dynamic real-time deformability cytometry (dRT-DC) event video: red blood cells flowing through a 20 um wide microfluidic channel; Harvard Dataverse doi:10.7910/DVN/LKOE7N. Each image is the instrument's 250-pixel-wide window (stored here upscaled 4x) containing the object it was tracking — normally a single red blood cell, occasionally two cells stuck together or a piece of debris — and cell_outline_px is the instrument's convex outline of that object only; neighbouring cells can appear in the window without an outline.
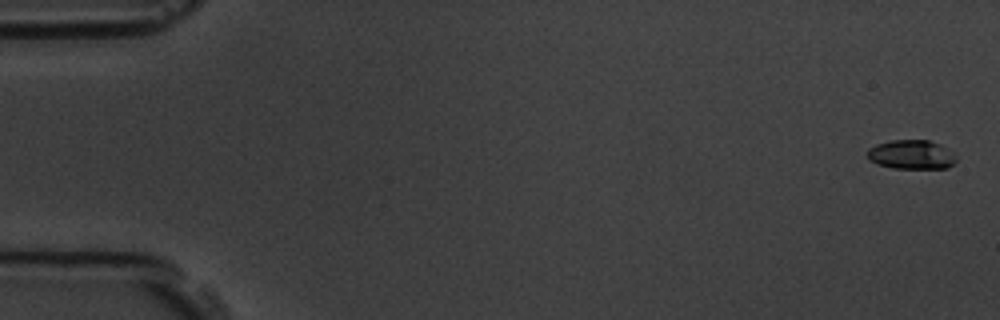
{"species": "common noctule bat (a hibernating species)", "species_latin": "Nyctalus noctula", "temperature_condition": "room temperature", "stored_images_in_passage": 6, "camera_frame_rate_fps": 3000, "um_per_image_px": 0.085, "animal": {"sex": "male", "body_mass_g": 19.5, "forearm_length_mm": 54.6}, "frame": {"image": 1, "passage_image": 1, "time_ms": 0.0, "image_size_px": [1000, 320], "cell_outline_px": [[956, 160], [948, 168], [892, 168], [876, 164], [868, 160], [868, 148], [876, 144], [892, 140], [928, 140], [940, 144], [952, 152], [956, 156]], "centroid_in_image_um": [77.45, 13.14], "position_along_channel_um": 7.6, "area_um2": 15.14}}